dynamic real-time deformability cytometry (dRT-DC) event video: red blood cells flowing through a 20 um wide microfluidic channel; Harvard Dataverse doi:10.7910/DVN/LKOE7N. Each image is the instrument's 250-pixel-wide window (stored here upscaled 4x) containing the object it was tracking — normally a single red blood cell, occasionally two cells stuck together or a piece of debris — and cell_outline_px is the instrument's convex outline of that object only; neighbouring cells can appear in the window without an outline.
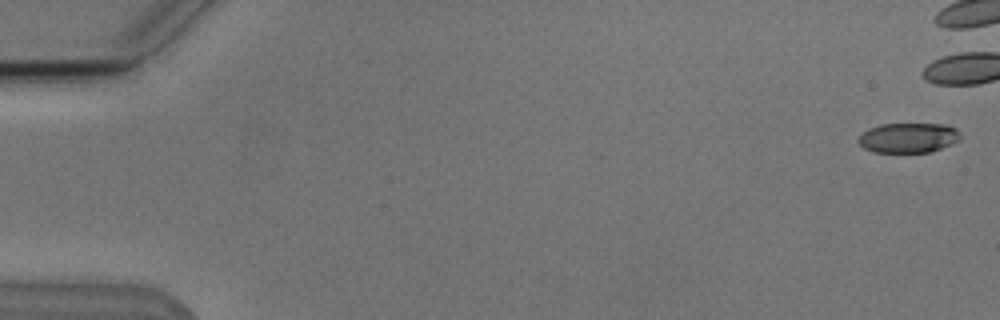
{"species": "Egyptian fruit bat (a non-hibernating species)", "species_latin": "Rousettus aegyptiacus", "temperature_condition": "cold", "stored_images_in_passage": 11, "camera_frame_rate_fps": 3000, "um_per_image_px": 0.085, "animal": {"sex": "male"}, "frame": {"image": 1, "passage_image": 1, "time_ms": 0.0, "image_size_px": [1000, 320], "cell_outline_px": [[960, 140], [952, 144], [932, 152], [872, 152], [864, 148], [856, 140], [868, 128], [880, 124], [948, 124], [956, 128], [960, 136]], "centroid_in_image_um": [77.22, 11.71], "position_along_channel_um": 7.8, "area_um2": 17.92}}